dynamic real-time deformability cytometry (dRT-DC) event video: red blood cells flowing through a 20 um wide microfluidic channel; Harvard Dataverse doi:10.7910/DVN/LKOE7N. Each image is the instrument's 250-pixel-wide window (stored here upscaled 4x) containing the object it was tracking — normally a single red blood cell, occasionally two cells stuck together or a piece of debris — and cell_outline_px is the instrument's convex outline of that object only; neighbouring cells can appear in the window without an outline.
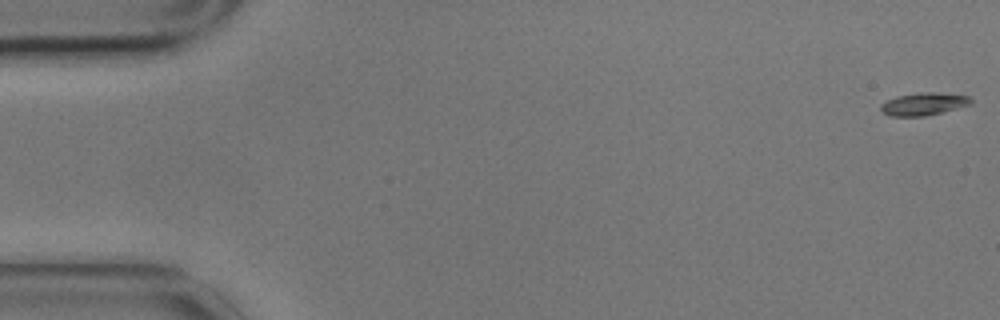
{"species": "common noctule bat (a hibernating species)", "species_latin": "Nyctalus noctula", "temperature_condition": "cold", "stored_images_in_passage": 5, "camera_frame_rate_fps": 3000, "um_per_image_px": 0.085, "animal": {"sex": "male", "body_mass_g": 17.9}, "frame": {"image": 1, "passage_image": 1, "time_ms": 0.0, "image_size_px": [1000, 320], "cell_outline_px": [[972, 104], [924, 116], [888, 116], [880, 108], [880, 104], [896, 96], [916, 92], [932, 92], [968, 96], [972, 100]], "centroid_in_image_um": [78.47, 8.83], "position_along_channel_um": 6.5, "area_um2": 11.73}}
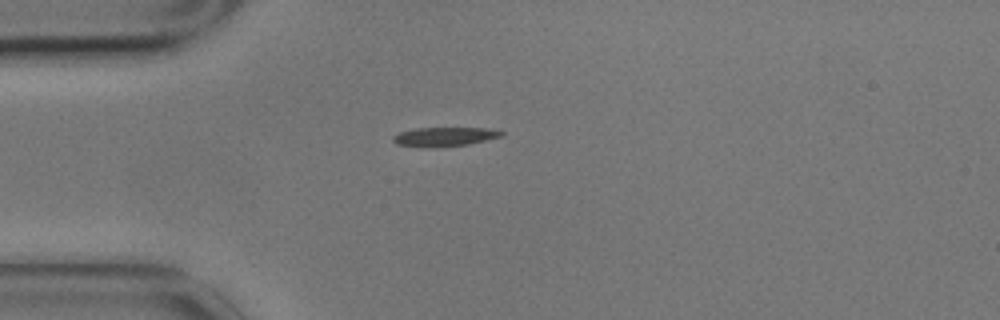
{"frame": {"image": 2, "passage_image": 5, "time_ms": 1.333, "image_size_px": [1000, 320], "cell_outline_px": [[504, 136], [468, 144], [396, 144], [392, 140], [392, 136], [400, 132], [416, 128], [488, 128], [504, 132]], "centroid_in_image_um": [37.88, 11.55], "position_along_channel_um": 47.1, "area_um2": 11.04}}